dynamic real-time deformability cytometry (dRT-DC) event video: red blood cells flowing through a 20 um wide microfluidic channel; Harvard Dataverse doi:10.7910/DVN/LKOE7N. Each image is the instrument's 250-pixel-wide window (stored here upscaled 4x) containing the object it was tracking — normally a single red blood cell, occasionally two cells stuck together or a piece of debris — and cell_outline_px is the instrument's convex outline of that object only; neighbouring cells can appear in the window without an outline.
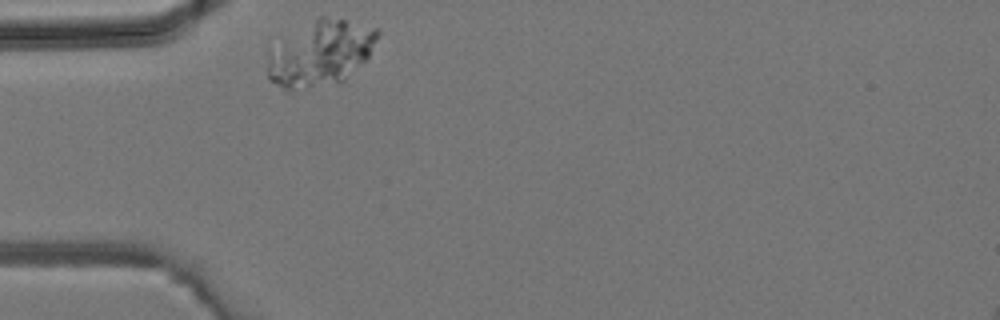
{"species": "common noctule bat (a hibernating species)", "species_latin": "Nyctalus noctula", "temperature_condition": "room temperature", "stored_images_in_passage": 1, "camera_frame_rate_fps": 3000, "um_per_image_px": 0.085, "animal": {"sex": "male", "body_mass_g": 19.2, "forearm_length_mm": 51.8}, "frame": {"image": 1, "passage_image": 1, "time_ms": 0.0, "image_size_px": [1000, 320], "cell_outline_px": [[380, 32], [368, 56], [344, 80], [288, 92], [284, 92], [268, 76], [268, 52], [320, 16], [324, 16], [344, 20], [376, 28]], "centroid_in_image_um": [27.24, 4.57], "position_along_channel_um": 57.8, "area_um2": 40.52}}